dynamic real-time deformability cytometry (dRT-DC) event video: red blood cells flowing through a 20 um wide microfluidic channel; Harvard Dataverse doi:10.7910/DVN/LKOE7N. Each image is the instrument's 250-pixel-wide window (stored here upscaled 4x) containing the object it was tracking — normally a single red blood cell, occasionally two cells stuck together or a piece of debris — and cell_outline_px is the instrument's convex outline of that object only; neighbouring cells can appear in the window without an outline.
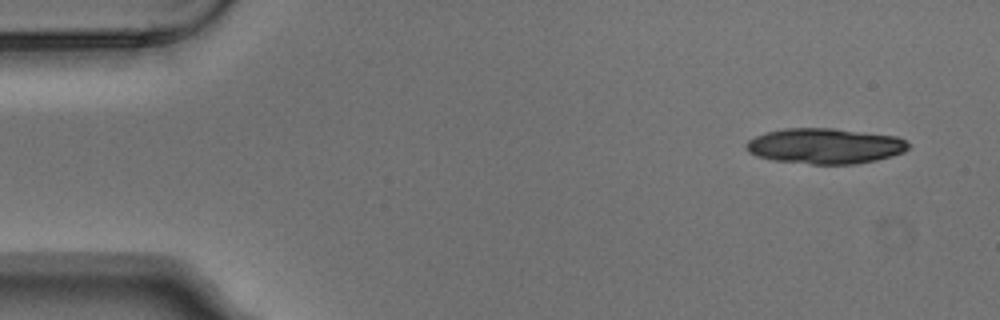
{"species": "Egyptian fruit bat (a non-hibernating species)", "species_latin": "Rousettus aegyptiacus", "temperature_condition": "warm", "stored_images_in_passage": 5, "camera_frame_rate_fps": 3000, "um_per_image_px": 0.085, "animal": {"sex": "male"}, "frame": {"image": 1, "passage_image": 1, "time_ms": 0.0, "image_size_px": [1000, 320], "cell_outline_px": [[912, 144], [904, 152], [892, 156], [876, 160], [856, 164], [812, 164], [776, 160], [756, 156], [748, 152], [744, 144], [748, 140], [756, 136], [768, 132], [784, 128], [832, 128], [896, 136]], "centroid_in_image_um": [70.13, 12.41], "position_along_channel_um": 14.9, "area_um2": 33.52}}
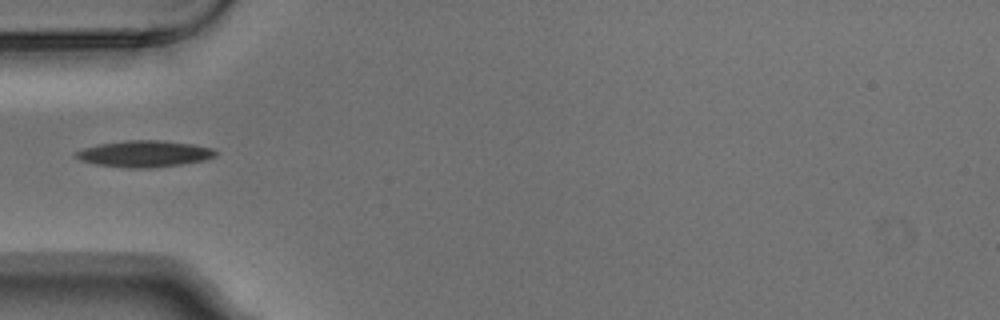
{"frame": {"image": 2, "passage_image": 5, "time_ms": 1.333, "image_size_px": [1000, 320], "cell_outline_px": [[216, 156], [204, 160], [180, 164], [152, 168], [128, 168], [96, 164], [80, 160], [72, 156], [76, 152], [84, 148], [100, 144], [124, 140], [160, 140], [192, 144], [212, 148], [216, 152]], "centroid_in_image_um": [12.25, 13.07], "position_along_channel_um": 72.8, "area_um2": 21.44}}